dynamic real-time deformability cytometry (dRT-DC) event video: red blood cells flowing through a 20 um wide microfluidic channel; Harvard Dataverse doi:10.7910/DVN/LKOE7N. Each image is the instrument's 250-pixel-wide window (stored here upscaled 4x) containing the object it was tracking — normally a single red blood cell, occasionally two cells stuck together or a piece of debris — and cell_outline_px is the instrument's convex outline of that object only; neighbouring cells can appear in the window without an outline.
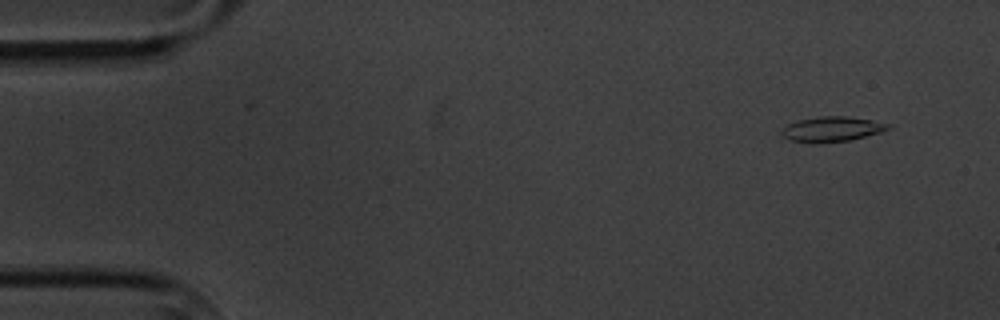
{"species": "common noctule bat (a hibernating species)", "species_latin": "Nyctalus noctula", "temperature_condition": "cold", "stored_images_in_passage": 7, "camera_frame_rate_fps": 3000, "um_per_image_px": 0.085, "animal": {"sex": "male", "body_mass_g": 20.1, "forearm_length_mm": 53.5}, "frame": {"image": 1, "passage_image": 1, "time_ms": 0.0, "image_size_px": [1000, 320], "cell_outline_px": [[892, 128], [880, 132], [852, 140], [816, 144], [812, 144], [792, 140], [784, 136], [780, 132], [788, 124], [800, 120], [820, 116], [844, 116], [872, 120], [892, 124]], "centroid_in_image_um": [70.75, 10.99], "position_along_channel_um": 14.2, "area_um2": 15.61}}
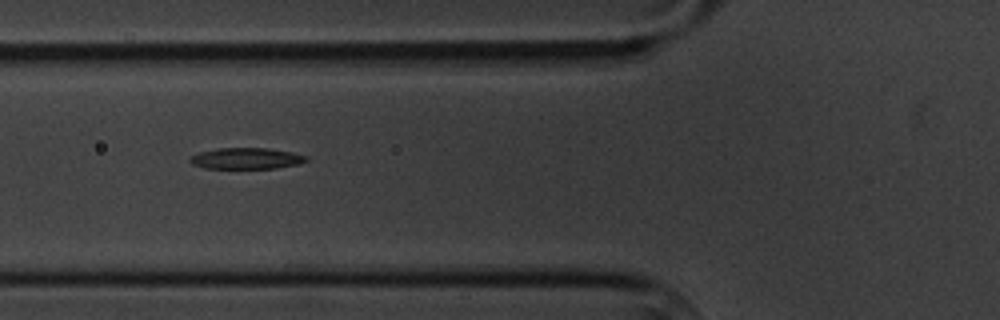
{"frame": {"image": 2, "passage_image": 6, "time_ms": 5.667, "image_size_px": [1000, 320], "cell_outline_px": [[308, 160], [296, 164], [276, 168], [204, 168], [192, 164], [188, 160], [192, 156], [200, 152], [216, 148], [268, 148], [292, 152], [308, 156]], "centroid_in_image_um": [20.93, 13.46], "position_along_channel_um": 104.9, "area_um2": 14.28}}
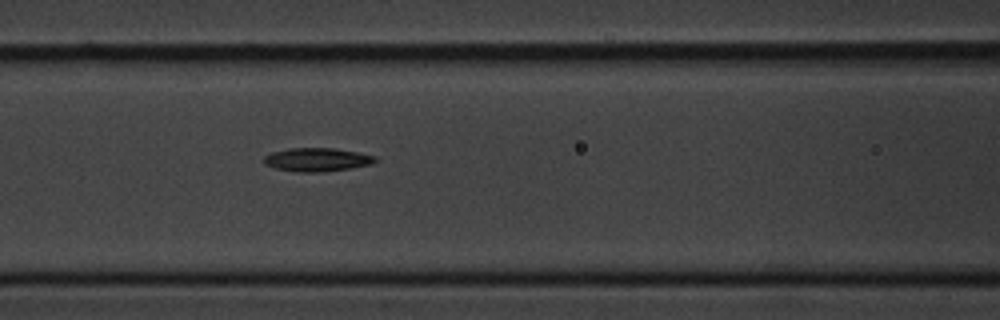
{"frame": {"image": 3, "passage_image": 7, "time_ms": 6.667, "image_size_px": [1000, 320], "cell_outline_px": [[376, 160], [372, 164], [352, 168], [320, 172], [296, 172], [276, 168], [264, 164], [264, 156], [272, 152], [288, 148], [332, 148], [356, 152], [376, 156]], "centroid_in_image_um": [26.93, 13.57], "position_along_channel_um": 139.7, "area_um2": 15.2}}